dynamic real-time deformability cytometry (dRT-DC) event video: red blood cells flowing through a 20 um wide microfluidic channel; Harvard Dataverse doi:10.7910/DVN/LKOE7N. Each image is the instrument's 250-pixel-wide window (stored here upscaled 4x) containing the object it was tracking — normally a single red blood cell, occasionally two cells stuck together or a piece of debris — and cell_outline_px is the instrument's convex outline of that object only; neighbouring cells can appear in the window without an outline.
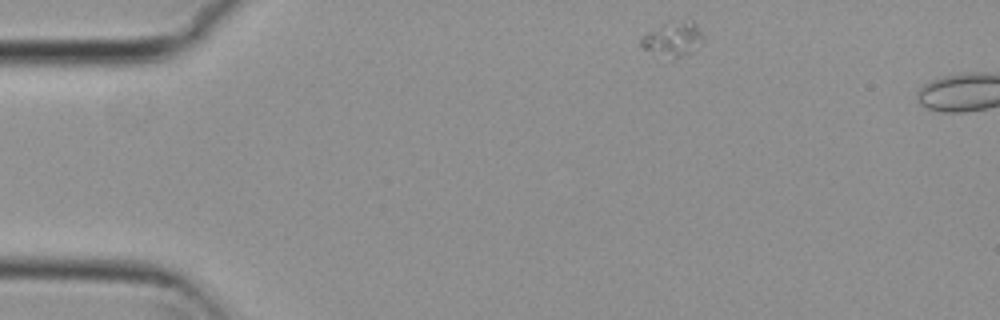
{"species": "common noctule bat (a hibernating species)", "species_latin": "Nyctalus noctula", "temperature_condition": "cold", "stored_images_in_passage": 4, "camera_frame_rate_fps": 3000, "um_per_image_px": 0.085, "animal": {"sex": "female", "body_mass_g": 29.2, "forearm_length_mm": 56.3}, "frame": {"image": 1, "passage_image": 1, "time_ms": 0.0, "image_size_px": [1000, 320], "cell_outline_px": [[704, 40], [692, 52], [672, 60], [644, 48], [640, 44], [640, 36], [660, 24], [668, 20], [692, 20], [696, 24], [704, 36]], "centroid_in_image_um": [57.2, 3.28], "position_along_channel_um": 27.8, "area_um2": 12.89}}